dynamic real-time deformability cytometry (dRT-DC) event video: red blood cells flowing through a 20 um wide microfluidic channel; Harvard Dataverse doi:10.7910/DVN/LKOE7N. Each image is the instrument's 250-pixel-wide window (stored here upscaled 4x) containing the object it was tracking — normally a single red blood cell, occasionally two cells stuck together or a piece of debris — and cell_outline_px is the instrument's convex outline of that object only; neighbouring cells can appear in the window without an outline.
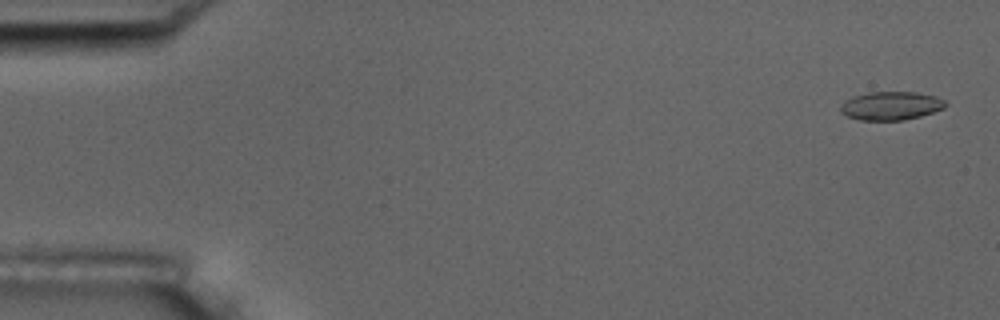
{"species": "common noctule bat (a hibernating species)", "species_latin": "Nyctalus noctula", "temperature_condition": "room temperature", "stored_images_in_passage": 3, "camera_frame_rate_fps": 3000, "um_per_image_px": 0.085, "animal": {"sex": "male", "body_mass_g": 17.5, "forearm_length_mm": 52.3}, "frame": {"image": 1, "passage_image": 1, "time_ms": 0.0, "image_size_px": [1000, 320], "cell_outline_px": [[948, 104], [944, 108], [920, 116], [904, 120], [860, 120], [848, 116], [840, 112], [840, 108], [852, 96], [868, 92], [916, 92], [936, 96], [944, 100]], "centroid_in_image_um": [75.76, 8.99], "position_along_channel_um": 9.2, "area_um2": 17.28}}